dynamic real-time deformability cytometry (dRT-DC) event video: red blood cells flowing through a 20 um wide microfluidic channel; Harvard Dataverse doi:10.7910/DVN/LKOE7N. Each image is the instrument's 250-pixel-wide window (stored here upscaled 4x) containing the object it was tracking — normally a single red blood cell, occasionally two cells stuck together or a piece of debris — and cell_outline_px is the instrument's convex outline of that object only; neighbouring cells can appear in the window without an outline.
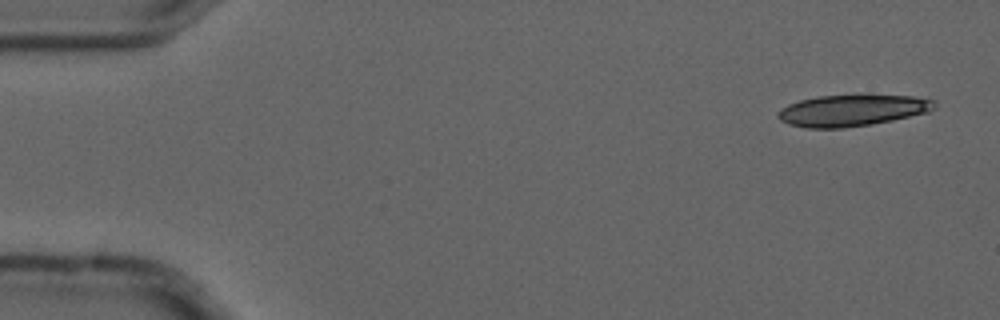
{"species": "common noctule bat (a hibernating species)", "species_latin": "Nyctalus noctula", "temperature_condition": "cold", "stored_images_in_passage": 4, "camera_frame_rate_fps": 3000, "um_per_image_px": 0.085, "animal": {"sex": "male", "forearm_length_mm": 52.5}, "frame": {"image": 1, "passage_image": 1, "time_ms": 0.0, "image_size_px": [1000, 320], "cell_outline_px": [[936, 108], [928, 112], [892, 120], [872, 124], [844, 128], [808, 128], [788, 124], [780, 120], [776, 116], [776, 112], [780, 108], [788, 104], [800, 100], [820, 96], [860, 92], [868, 92], [912, 96], [936, 100]], "centroid_in_image_um": [72.46, 9.33], "position_along_channel_um": 12.5, "area_um2": 29.94}}